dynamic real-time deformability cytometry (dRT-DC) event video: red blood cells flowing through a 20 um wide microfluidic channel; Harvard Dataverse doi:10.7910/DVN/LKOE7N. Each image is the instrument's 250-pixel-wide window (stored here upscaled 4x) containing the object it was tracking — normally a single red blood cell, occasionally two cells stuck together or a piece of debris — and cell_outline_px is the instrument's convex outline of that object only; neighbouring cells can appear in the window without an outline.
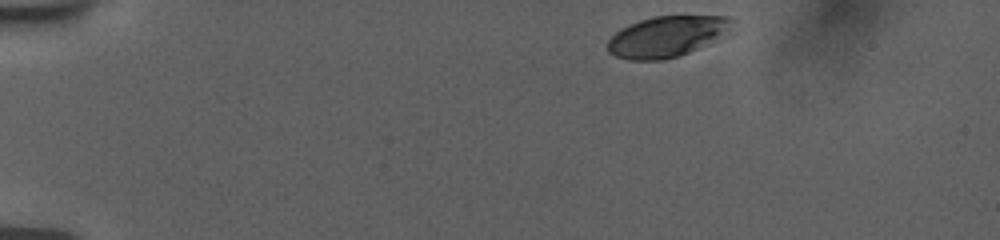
{"species": "human", "species_latin": "Homo sapiens", "temperature_condition": "room temperature", "stored_images_in_passage": 40, "camera_frame_rate_fps": 3000, "um_per_image_px": 0.085, "donor": {"sex": "female"}, "frame": {"image": 1, "passage_image": 1, "time_ms": 0.0, "image_size_px": [1000, 240], "cell_outline_px": [[732, 32], [728, 36], [688, 52], [664, 60], [628, 60], [616, 56], [608, 52], [608, 40], [620, 28], [640, 20], [652, 16], [728, 16], [732, 20]], "centroid_in_image_um": [56.73, 3.1], "position_along_channel_um": 28.3, "area_um2": 29.88}}
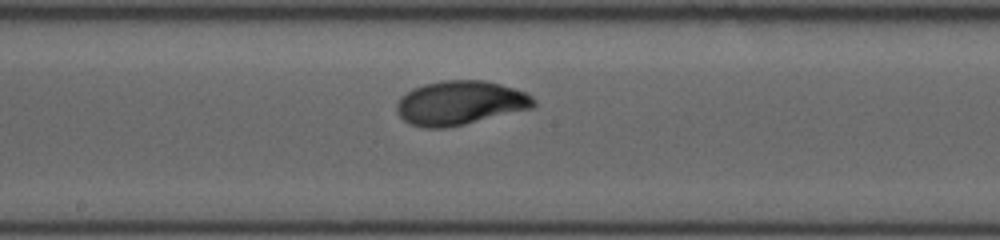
{"frame": {"image": 2, "passage_image": 23, "time_ms": 7.333, "image_size_px": [1000, 240], "cell_outline_px": [[536, 104], [532, 108], [464, 124], [444, 128], [424, 128], [408, 124], [396, 112], [396, 104], [400, 96], [412, 88], [424, 84], [444, 80], [484, 80], [500, 84], [524, 92], [532, 96], [536, 100]], "centroid_in_image_um": [39.06, 8.75], "position_along_channel_um": 209.1, "area_um2": 35.26}}
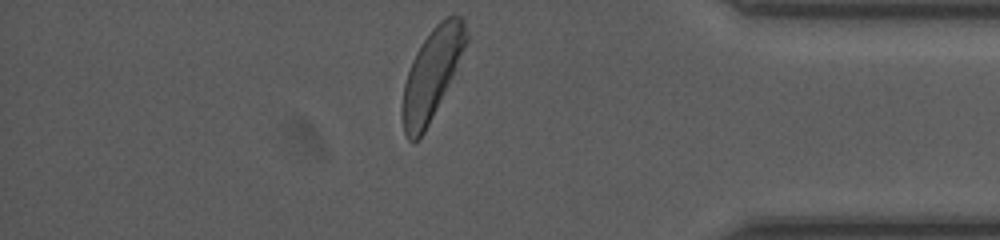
{"frame": {"image": 3, "passage_image": 40, "time_ms": 13.0, "image_size_px": [1000, 240], "cell_outline_px": [[468, 40], [452, 76], [424, 132], [412, 144], [408, 140], [404, 132], [400, 116], [400, 108], [404, 84], [412, 60], [416, 52], [432, 28], [440, 20], [448, 16], [460, 16], [464, 20], [468, 36]], "centroid_in_image_um": [36.66, 6.31], "position_along_channel_um": 398.5, "area_um2": 33.0}, "authors_computed_cell_mechanics": {"area_um2": 34.0442, "velocity_mm_per_s": 3.7297, "shape_relaxation_time_tau1_ms": 3.1365, "shape_relaxation_time_tau2_ms": null, "deformation_change_tau1": 0.1445, "deformation_change_tau2": null}}